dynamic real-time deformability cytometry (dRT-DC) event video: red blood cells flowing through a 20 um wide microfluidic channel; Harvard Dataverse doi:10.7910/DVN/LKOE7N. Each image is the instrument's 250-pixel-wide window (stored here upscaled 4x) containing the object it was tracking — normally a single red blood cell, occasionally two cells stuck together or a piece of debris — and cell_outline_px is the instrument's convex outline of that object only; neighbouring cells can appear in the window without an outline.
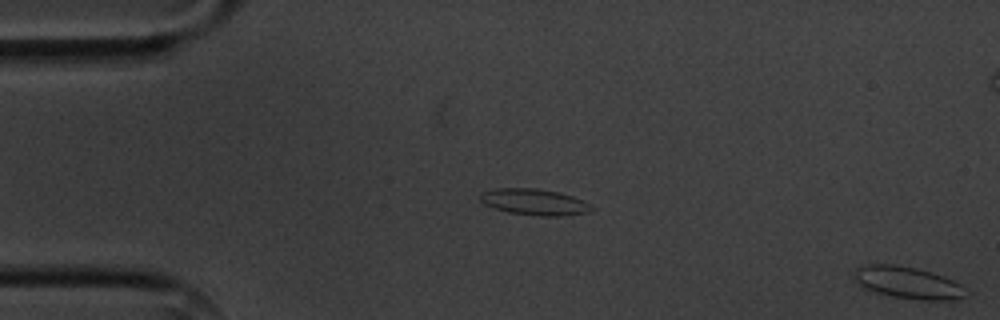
{"species": "common noctule bat (a hibernating species)", "species_latin": "Nyctalus noctula", "temperature_condition": "cold", "stored_images_in_passage": 3, "segment_of_instrument_passage": [2, 2], "camera_frame_rate_fps": 3000, "um_per_image_px": 0.085, "animal": {"sex": "male", "body_mass_g": 20.1, "forearm_length_mm": 53.5}, "frame": {"image": 1, "passage_image": 3, "time_ms": 2.333, "image_size_px": [1000, 320], "cell_outline_px": [[964, 296], [952, 300], [924, 300], [892, 296], [876, 292], [864, 288], [852, 276], [852, 272], [856, 268], [864, 264], [892, 264], [916, 268], [932, 272], [944, 276], [960, 284]], "centroid_in_image_um": [77.08, 24.0], "position_along_channel_um": 7.9, "area_um2": 20.58}}